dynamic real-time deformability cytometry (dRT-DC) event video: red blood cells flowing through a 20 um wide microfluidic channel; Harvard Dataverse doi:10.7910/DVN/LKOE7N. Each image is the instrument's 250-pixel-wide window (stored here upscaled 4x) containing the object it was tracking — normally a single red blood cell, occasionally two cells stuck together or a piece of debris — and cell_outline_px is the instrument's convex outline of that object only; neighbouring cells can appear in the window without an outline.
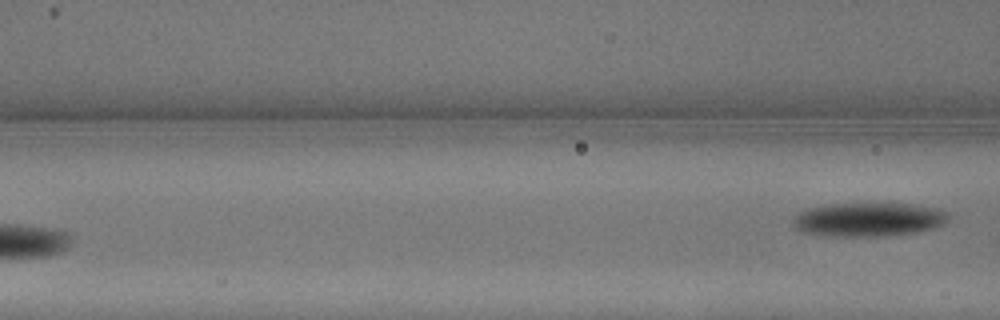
{"species": "common noctule bat (a hibernating species)", "species_latin": "Nyctalus noctula", "temperature_condition": "warm", "stored_images_in_passage": 13, "camera_frame_rate_fps": 3000, "um_per_image_px": 0.085, "animal": {"sex": "male", "body_mass_g": 13.3}, "frame": {"image": 1, "passage_image": 13, "time_ms": 4.0, "image_size_px": [1000, 320], "cell_outline_px": [[948, 220], [944, 224], [932, 228], [916, 232], [876, 236], [816, 236], [800, 232], [792, 224], [792, 220], [800, 212], [808, 208], [832, 204], [912, 204], [940, 208], [948, 212]], "centroid_in_image_um": [73.8, 18.67], "position_along_channel_um": 92.8, "area_um2": 30.69}}